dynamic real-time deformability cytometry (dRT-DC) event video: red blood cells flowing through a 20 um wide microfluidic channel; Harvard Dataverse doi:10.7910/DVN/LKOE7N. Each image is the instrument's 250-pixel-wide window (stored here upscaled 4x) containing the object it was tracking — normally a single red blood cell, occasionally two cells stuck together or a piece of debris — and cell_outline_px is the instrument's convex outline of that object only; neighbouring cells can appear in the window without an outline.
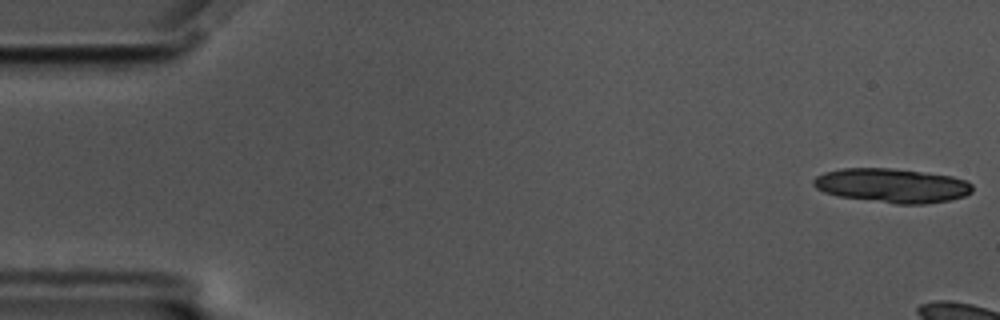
{"species": "common noctule bat (a hibernating species)", "species_latin": "Nyctalus noctula", "temperature_condition": "cold", "stored_images_in_passage": 8, "camera_frame_rate_fps": 3000, "um_per_image_px": 0.085, "animal": {"sex": "male", "body_mass_g": 17.5, "forearm_length_mm": 52.3}, "frame": {"image": 1, "passage_image": 1, "time_ms": 0.0, "image_size_px": [1000, 320], "cell_outline_px": [[972, 192], [964, 196], [948, 200], [924, 204], [896, 204], [840, 196], [824, 192], [816, 188], [812, 184], [812, 180], [816, 176], [824, 172], [840, 168], [888, 168], [924, 172], [952, 176], [968, 180], [972, 184]], "centroid_in_image_um": [75.82, 15.76], "position_along_channel_um": 9.2, "area_um2": 31.73}}